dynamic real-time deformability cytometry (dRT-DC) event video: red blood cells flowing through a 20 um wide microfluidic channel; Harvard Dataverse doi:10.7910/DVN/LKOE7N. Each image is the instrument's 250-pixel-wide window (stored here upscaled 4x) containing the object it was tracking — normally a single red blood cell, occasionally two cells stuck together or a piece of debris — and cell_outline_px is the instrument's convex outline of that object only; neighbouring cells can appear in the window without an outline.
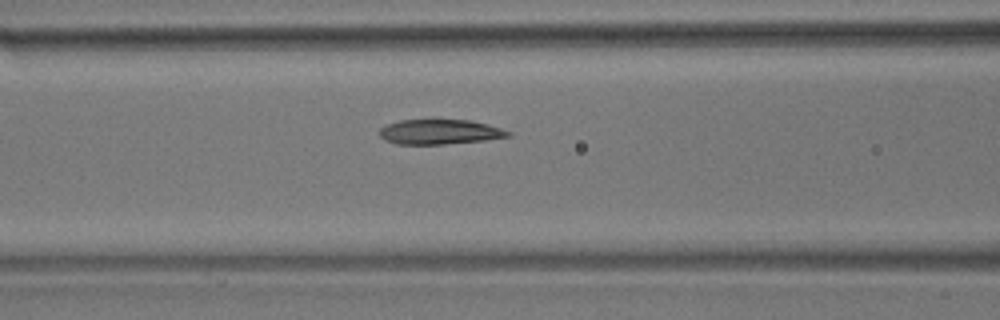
{"species": "common noctule bat (a hibernating species)", "species_latin": "Nyctalus noctula", "temperature_condition": "room temperature", "stored_images_in_passage": 40, "camera_frame_rate_fps": 3000, "um_per_image_px": 0.085, "animal": {"sex": "male", "body_mass_g": 17.9}, "frame": {"image": 1, "passage_image": 14, "time_ms": 4.333, "image_size_px": [1000, 320], "cell_outline_px": [[512, 136], [484, 140], [444, 144], [396, 144], [384, 140], [380, 136], [380, 128], [388, 124], [400, 120], [468, 120], [500, 128], [512, 132]], "centroid_in_image_um": [37.36, 11.22], "position_along_channel_um": 129.2, "area_um2": 18.44}}
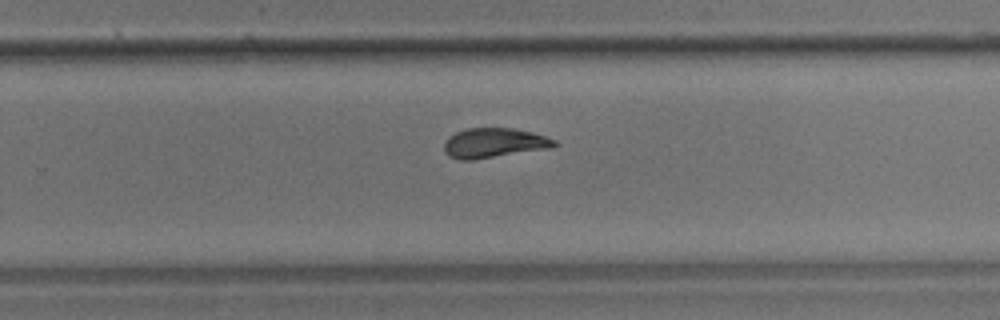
{"frame": {"image": 2, "passage_image": 27, "time_ms": 8.667, "image_size_px": [1000, 320], "cell_outline_px": [[560, 144], [556, 148], [472, 160], [460, 160], [448, 156], [444, 152], [444, 144], [448, 136], [456, 132], [468, 128], [512, 128], [532, 132], [556, 140]], "centroid_in_image_um": [42.04, 12.16], "position_along_channel_um": 287.8, "area_um2": 19.48}}
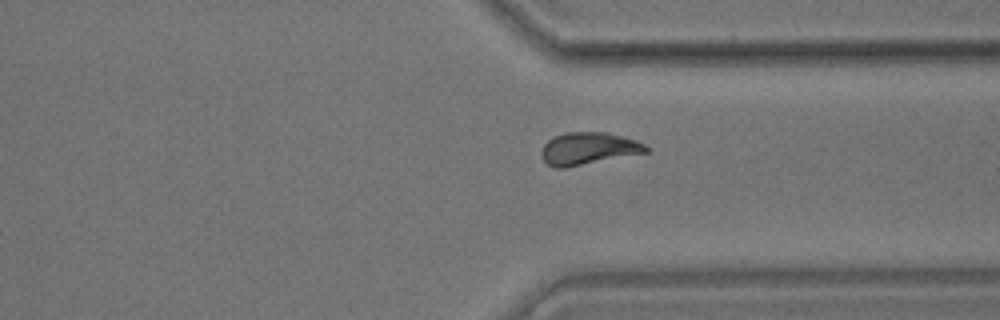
{"frame": {"image": 3, "passage_image": 33, "time_ms": 10.667, "image_size_px": [1000, 320], "cell_outline_px": [[648, 152], [564, 168], [556, 168], [548, 164], [544, 160], [540, 152], [544, 144], [552, 136], [564, 132], [604, 132], [636, 140], [644, 144], [648, 148]], "centroid_in_image_um": [49.97, 12.62], "position_along_channel_um": 361.4, "area_um2": 19.59}, "authors_computed_cell_mechanics": {"area_um2": 19.1896, "velocity_mm_per_s": 3.6655, "shape_relaxation_time_tau1_ms": 7.8646, "shape_relaxation_time_tau2_ms": 1.8103, "deformation_change_tau1": 0.1988, "deformation_change_tau2": 0.0481}}